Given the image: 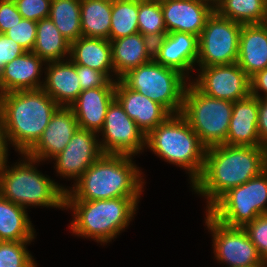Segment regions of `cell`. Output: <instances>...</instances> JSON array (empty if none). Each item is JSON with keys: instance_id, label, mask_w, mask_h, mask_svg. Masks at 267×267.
<instances>
[{"instance_id": "1", "label": "cell", "mask_w": 267, "mask_h": 267, "mask_svg": "<svg viewBox=\"0 0 267 267\" xmlns=\"http://www.w3.org/2000/svg\"><path fill=\"white\" fill-rule=\"evenodd\" d=\"M267 168V147L218 145L207 148L201 175L192 183L208 211L226 192Z\"/></svg>"}, {"instance_id": "2", "label": "cell", "mask_w": 267, "mask_h": 267, "mask_svg": "<svg viewBox=\"0 0 267 267\" xmlns=\"http://www.w3.org/2000/svg\"><path fill=\"white\" fill-rule=\"evenodd\" d=\"M132 158L103 153L66 191L65 200L139 199L145 182Z\"/></svg>"}, {"instance_id": "3", "label": "cell", "mask_w": 267, "mask_h": 267, "mask_svg": "<svg viewBox=\"0 0 267 267\" xmlns=\"http://www.w3.org/2000/svg\"><path fill=\"white\" fill-rule=\"evenodd\" d=\"M59 107L43 89L0 95L4 128L19 154L27 153L38 142Z\"/></svg>"}, {"instance_id": "4", "label": "cell", "mask_w": 267, "mask_h": 267, "mask_svg": "<svg viewBox=\"0 0 267 267\" xmlns=\"http://www.w3.org/2000/svg\"><path fill=\"white\" fill-rule=\"evenodd\" d=\"M139 201L129 197L65 200L66 210L71 209L74 215L70 230L79 237L92 238L101 245L107 244L129 226L138 210Z\"/></svg>"}, {"instance_id": "5", "label": "cell", "mask_w": 267, "mask_h": 267, "mask_svg": "<svg viewBox=\"0 0 267 267\" xmlns=\"http://www.w3.org/2000/svg\"><path fill=\"white\" fill-rule=\"evenodd\" d=\"M21 155L25 157L13 167L7 163L0 166V196L26 209L28 206L65 209L68 189L37 170L35 165L40 161L26 153Z\"/></svg>"}, {"instance_id": "6", "label": "cell", "mask_w": 267, "mask_h": 267, "mask_svg": "<svg viewBox=\"0 0 267 267\" xmlns=\"http://www.w3.org/2000/svg\"><path fill=\"white\" fill-rule=\"evenodd\" d=\"M145 146L164 161L186 169L191 183L203 171L207 148L181 113L171 114L151 130Z\"/></svg>"}, {"instance_id": "7", "label": "cell", "mask_w": 267, "mask_h": 267, "mask_svg": "<svg viewBox=\"0 0 267 267\" xmlns=\"http://www.w3.org/2000/svg\"><path fill=\"white\" fill-rule=\"evenodd\" d=\"M232 110V101L209 97L188 83L181 114L206 148L225 144Z\"/></svg>"}, {"instance_id": "8", "label": "cell", "mask_w": 267, "mask_h": 267, "mask_svg": "<svg viewBox=\"0 0 267 267\" xmlns=\"http://www.w3.org/2000/svg\"><path fill=\"white\" fill-rule=\"evenodd\" d=\"M186 78L178 70L152 59L129 70L120 80L128 88L161 104L171 114H179L182 112L184 92L189 80Z\"/></svg>"}, {"instance_id": "9", "label": "cell", "mask_w": 267, "mask_h": 267, "mask_svg": "<svg viewBox=\"0 0 267 267\" xmlns=\"http://www.w3.org/2000/svg\"><path fill=\"white\" fill-rule=\"evenodd\" d=\"M241 29L242 24L220 16L214 10L198 37L197 65L207 67L236 63Z\"/></svg>"}, {"instance_id": "10", "label": "cell", "mask_w": 267, "mask_h": 267, "mask_svg": "<svg viewBox=\"0 0 267 267\" xmlns=\"http://www.w3.org/2000/svg\"><path fill=\"white\" fill-rule=\"evenodd\" d=\"M205 225L212 233L213 253L219 263H226L228 267L267 264L243 228L228 227L218 222L207 211Z\"/></svg>"}, {"instance_id": "11", "label": "cell", "mask_w": 267, "mask_h": 267, "mask_svg": "<svg viewBox=\"0 0 267 267\" xmlns=\"http://www.w3.org/2000/svg\"><path fill=\"white\" fill-rule=\"evenodd\" d=\"M103 139L99 140L104 154H124L135 156L144 151L146 135L114 99L109 105L102 129Z\"/></svg>"}, {"instance_id": "12", "label": "cell", "mask_w": 267, "mask_h": 267, "mask_svg": "<svg viewBox=\"0 0 267 267\" xmlns=\"http://www.w3.org/2000/svg\"><path fill=\"white\" fill-rule=\"evenodd\" d=\"M190 82L203 94L235 102L251 94L250 77L236 63L200 67Z\"/></svg>"}, {"instance_id": "13", "label": "cell", "mask_w": 267, "mask_h": 267, "mask_svg": "<svg viewBox=\"0 0 267 267\" xmlns=\"http://www.w3.org/2000/svg\"><path fill=\"white\" fill-rule=\"evenodd\" d=\"M97 132L78 128L67 146L56 155L55 170L75 182L103 154Z\"/></svg>"}, {"instance_id": "14", "label": "cell", "mask_w": 267, "mask_h": 267, "mask_svg": "<svg viewBox=\"0 0 267 267\" xmlns=\"http://www.w3.org/2000/svg\"><path fill=\"white\" fill-rule=\"evenodd\" d=\"M198 37L184 32L167 33L154 42L153 59L166 67L178 70L189 79V71L197 63Z\"/></svg>"}, {"instance_id": "15", "label": "cell", "mask_w": 267, "mask_h": 267, "mask_svg": "<svg viewBox=\"0 0 267 267\" xmlns=\"http://www.w3.org/2000/svg\"><path fill=\"white\" fill-rule=\"evenodd\" d=\"M78 128L73 110L60 106L38 142L26 154L38 161L53 159L67 146Z\"/></svg>"}, {"instance_id": "16", "label": "cell", "mask_w": 267, "mask_h": 267, "mask_svg": "<svg viewBox=\"0 0 267 267\" xmlns=\"http://www.w3.org/2000/svg\"><path fill=\"white\" fill-rule=\"evenodd\" d=\"M167 33L184 32L197 37L214 8L204 0H160Z\"/></svg>"}, {"instance_id": "17", "label": "cell", "mask_w": 267, "mask_h": 267, "mask_svg": "<svg viewBox=\"0 0 267 267\" xmlns=\"http://www.w3.org/2000/svg\"><path fill=\"white\" fill-rule=\"evenodd\" d=\"M115 99L145 135L171 115L164 106L128 88L120 79L116 81Z\"/></svg>"}, {"instance_id": "18", "label": "cell", "mask_w": 267, "mask_h": 267, "mask_svg": "<svg viewBox=\"0 0 267 267\" xmlns=\"http://www.w3.org/2000/svg\"><path fill=\"white\" fill-rule=\"evenodd\" d=\"M116 80L106 86L82 90L69 106L76 116L79 128L99 132L104 124L107 109L115 99Z\"/></svg>"}, {"instance_id": "19", "label": "cell", "mask_w": 267, "mask_h": 267, "mask_svg": "<svg viewBox=\"0 0 267 267\" xmlns=\"http://www.w3.org/2000/svg\"><path fill=\"white\" fill-rule=\"evenodd\" d=\"M44 63V64H43ZM45 61L33 52H25L0 72V95L15 91L42 89L40 81Z\"/></svg>"}, {"instance_id": "20", "label": "cell", "mask_w": 267, "mask_h": 267, "mask_svg": "<svg viewBox=\"0 0 267 267\" xmlns=\"http://www.w3.org/2000/svg\"><path fill=\"white\" fill-rule=\"evenodd\" d=\"M218 222L228 227H241L259 215L251 207L250 180L226 192L208 211Z\"/></svg>"}, {"instance_id": "21", "label": "cell", "mask_w": 267, "mask_h": 267, "mask_svg": "<svg viewBox=\"0 0 267 267\" xmlns=\"http://www.w3.org/2000/svg\"><path fill=\"white\" fill-rule=\"evenodd\" d=\"M258 98L249 95L233 102L232 116L225 144L233 146L265 147L257 130Z\"/></svg>"}, {"instance_id": "22", "label": "cell", "mask_w": 267, "mask_h": 267, "mask_svg": "<svg viewBox=\"0 0 267 267\" xmlns=\"http://www.w3.org/2000/svg\"><path fill=\"white\" fill-rule=\"evenodd\" d=\"M42 89L59 105L69 107L81 93L75 64L68 61L46 62Z\"/></svg>"}, {"instance_id": "23", "label": "cell", "mask_w": 267, "mask_h": 267, "mask_svg": "<svg viewBox=\"0 0 267 267\" xmlns=\"http://www.w3.org/2000/svg\"><path fill=\"white\" fill-rule=\"evenodd\" d=\"M116 80L153 59L154 43L141 33L110 41Z\"/></svg>"}, {"instance_id": "24", "label": "cell", "mask_w": 267, "mask_h": 267, "mask_svg": "<svg viewBox=\"0 0 267 267\" xmlns=\"http://www.w3.org/2000/svg\"><path fill=\"white\" fill-rule=\"evenodd\" d=\"M237 64L251 78L267 68V24L242 25Z\"/></svg>"}, {"instance_id": "25", "label": "cell", "mask_w": 267, "mask_h": 267, "mask_svg": "<svg viewBox=\"0 0 267 267\" xmlns=\"http://www.w3.org/2000/svg\"><path fill=\"white\" fill-rule=\"evenodd\" d=\"M69 59L74 64L90 67L105 73L111 80H116L111 78L114 68L111 43L108 39L79 37L70 43Z\"/></svg>"}, {"instance_id": "26", "label": "cell", "mask_w": 267, "mask_h": 267, "mask_svg": "<svg viewBox=\"0 0 267 267\" xmlns=\"http://www.w3.org/2000/svg\"><path fill=\"white\" fill-rule=\"evenodd\" d=\"M34 230L26 208L0 196V241H32Z\"/></svg>"}, {"instance_id": "27", "label": "cell", "mask_w": 267, "mask_h": 267, "mask_svg": "<svg viewBox=\"0 0 267 267\" xmlns=\"http://www.w3.org/2000/svg\"><path fill=\"white\" fill-rule=\"evenodd\" d=\"M83 37L110 41L112 0H80Z\"/></svg>"}, {"instance_id": "28", "label": "cell", "mask_w": 267, "mask_h": 267, "mask_svg": "<svg viewBox=\"0 0 267 267\" xmlns=\"http://www.w3.org/2000/svg\"><path fill=\"white\" fill-rule=\"evenodd\" d=\"M32 52L45 62L68 60L64 58L70 55V43L48 17L37 22L36 41Z\"/></svg>"}, {"instance_id": "29", "label": "cell", "mask_w": 267, "mask_h": 267, "mask_svg": "<svg viewBox=\"0 0 267 267\" xmlns=\"http://www.w3.org/2000/svg\"><path fill=\"white\" fill-rule=\"evenodd\" d=\"M214 10L242 25L267 22V0H222Z\"/></svg>"}, {"instance_id": "30", "label": "cell", "mask_w": 267, "mask_h": 267, "mask_svg": "<svg viewBox=\"0 0 267 267\" xmlns=\"http://www.w3.org/2000/svg\"><path fill=\"white\" fill-rule=\"evenodd\" d=\"M80 0H51L49 18L69 42L82 36Z\"/></svg>"}, {"instance_id": "31", "label": "cell", "mask_w": 267, "mask_h": 267, "mask_svg": "<svg viewBox=\"0 0 267 267\" xmlns=\"http://www.w3.org/2000/svg\"><path fill=\"white\" fill-rule=\"evenodd\" d=\"M139 0H112L110 41L138 33Z\"/></svg>"}, {"instance_id": "32", "label": "cell", "mask_w": 267, "mask_h": 267, "mask_svg": "<svg viewBox=\"0 0 267 267\" xmlns=\"http://www.w3.org/2000/svg\"><path fill=\"white\" fill-rule=\"evenodd\" d=\"M138 29L153 43L167 34L160 0L139 1Z\"/></svg>"}, {"instance_id": "33", "label": "cell", "mask_w": 267, "mask_h": 267, "mask_svg": "<svg viewBox=\"0 0 267 267\" xmlns=\"http://www.w3.org/2000/svg\"><path fill=\"white\" fill-rule=\"evenodd\" d=\"M32 241H0V267H37L26 245Z\"/></svg>"}, {"instance_id": "34", "label": "cell", "mask_w": 267, "mask_h": 267, "mask_svg": "<svg viewBox=\"0 0 267 267\" xmlns=\"http://www.w3.org/2000/svg\"><path fill=\"white\" fill-rule=\"evenodd\" d=\"M37 22L22 18L10 28L5 36L18 43L26 52H32L36 41Z\"/></svg>"}, {"instance_id": "35", "label": "cell", "mask_w": 267, "mask_h": 267, "mask_svg": "<svg viewBox=\"0 0 267 267\" xmlns=\"http://www.w3.org/2000/svg\"><path fill=\"white\" fill-rule=\"evenodd\" d=\"M243 229L257 248L260 256L267 263V214L259 215Z\"/></svg>"}, {"instance_id": "36", "label": "cell", "mask_w": 267, "mask_h": 267, "mask_svg": "<svg viewBox=\"0 0 267 267\" xmlns=\"http://www.w3.org/2000/svg\"><path fill=\"white\" fill-rule=\"evenodd\" d=\"M251 207L258 215L267 214V168L250 179Z\"/></svg>"}, {"instance_id": "37", "label": "cell", "mask_w": 267, "mask_h": 267, "mask_svg": "<svg viewBox=\"0 0 267 267\" xmlns=\"http://www.w3.org/2000/svg\"><path fill=\"white\" fill-rule=\"evenodd\" d=\"M22 18L34 22L49 17L51 0H14Z\"/></svg>"}, {"instance_id": "38", "label": "cell", "mask_w": 267, "mask_h": 267, "mask_svg": "<svg viewBox=\"0 0 267 267\" xmlns=\"http://www.w3.org/2000/svg\"><path fill=\"white\" fill-rule=\"evenodd\" d=\"M81 90L106 86L111 79L103 72L75 64Z\"/></svg>"}, {"instance_id": "39", "label": "cell", "mask_w": 267, "mask_h": 267, "mask_svg": "<svg viewBox=\"0 0 267 267\" xmlns=\"http://www.w3.org/2000/svg\"><path fill=\"white\" fill-rule=\"evenodd\" d=\"M21 19L14 0H0V34L6 33Z\"/></svg>"}, {"instance_id": "40", "label": "cell", "mask_w": 267, "mask_h": 267, "mask_svg": "<svg viewBox=\"0 0 267 267\" xmlns=\"http://www.w3.org/2000/svg\"><path fill=\"white\" fill-rule=\"evenodd\" d=\"M25 52L26 51L18 43L4 34H0V72L6 64L12 62Z\"/></svg>"}, {"instance_id": "41", "label": "cell", "mask_w": 267, "mask_h": 267, "mask_svg": "<svg viewBox=\"0 0 267 267\" xmlns=\"http://www.w3.org/2000/svg\"><path fill=\"white\" fill-rule=\"evenodd\" d=\"M257 130L261 143L267 147V98H258Z\"/></svg>"}, {"instance_id": "42", "label": "cell", "mask_w": 267, "mask_h": 267, "mask_svg": "<svg viewBox=\"0 0 267 267\" xmlns=\"http://www.w3.org/2000/svg\"><path fill=\"white\" fill-rule=\"evenodd\" d=\"M250 84L251 95L255 96L256 98H267V68L257 72L254 76H252L250 78ZM259 91H263L264 96L259 94Z\"/></svg>"}, {"instance_id": "43", "label": "cell", "mask_w": 267, "mask_h": 267, "mask_svg": "<svg viewBox=\"0 0 267 267\" xmlns=\"http://www.w3.org/2000/svg\"><path fill=\"white\" fill-rule=\"evenodd\" d=\"M8 136L4 128L2 114L0 110V166L8 162Z\"/></svg>"}, {"instance_id": "44", "label": "cell", "mask_w": 267, "mask_h": 267, "mask_svg": "<svg viewBox=\"0 0 267 267\" xmlns=\"http://www.w3.org/2000/svg\"><path fill=\"white\" fill-rule=\"evenodd\" d=\"M204 1L210 4L215 9L222 0H204Z\"/></svg>"}, {"instance_id": "45", "label": "cell", "mask_w": 267, "mask_h": 267, "mask_svg": "<svg viewBox=\"0 0 267 267\" xmlns=\"http://www.w3.org/2000/svg\"><path fill=\"white\" fill-rule=\"evenodd\" d=\"M251 267H267V264H260V265H255V266H251Z\"/></svg>"}]
</instances>
